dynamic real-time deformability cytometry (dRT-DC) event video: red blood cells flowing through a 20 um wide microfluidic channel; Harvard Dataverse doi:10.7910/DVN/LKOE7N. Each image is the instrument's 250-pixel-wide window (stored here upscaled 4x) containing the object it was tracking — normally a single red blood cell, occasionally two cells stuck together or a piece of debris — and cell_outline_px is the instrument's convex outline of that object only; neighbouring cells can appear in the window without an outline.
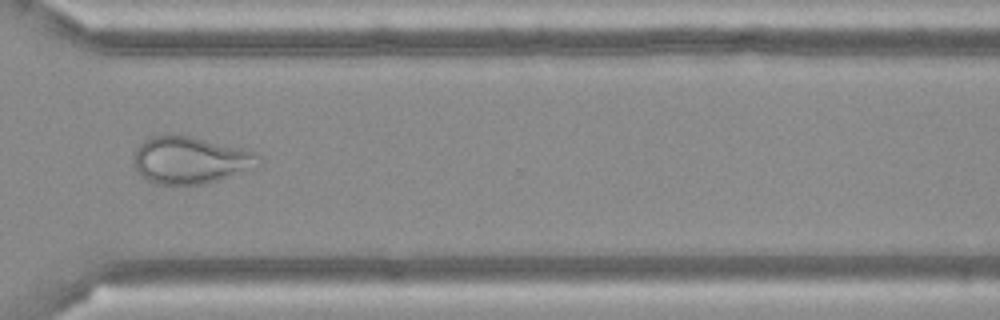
{"species": "Egyptian fruit bat (a non-hibernating species)", "species_latin": "Rousettus aegyptiacus", "temperature_condition": "cold", "stored_images_in_passage": 37, "camera_frame_rate_fps": 3000, "um_per_image_px": 0.085, "frame": {"image": 1, "passage_image": 27, "time_ms": 8.667, "image_size_px": [1000, 320], "cell_outline_px": [[264, 164], [260, 168], [204, 184], [156, 184], [140, 176], [136, 168], [136, 148], [144, 140], [152, 136], [188, 136], [240, 148], [256, 152], [260, 156]], "centroid_in_image_um": [16.28, 13.64], "position_along_channel_um": 354.3, "area_um2": 34.16}}